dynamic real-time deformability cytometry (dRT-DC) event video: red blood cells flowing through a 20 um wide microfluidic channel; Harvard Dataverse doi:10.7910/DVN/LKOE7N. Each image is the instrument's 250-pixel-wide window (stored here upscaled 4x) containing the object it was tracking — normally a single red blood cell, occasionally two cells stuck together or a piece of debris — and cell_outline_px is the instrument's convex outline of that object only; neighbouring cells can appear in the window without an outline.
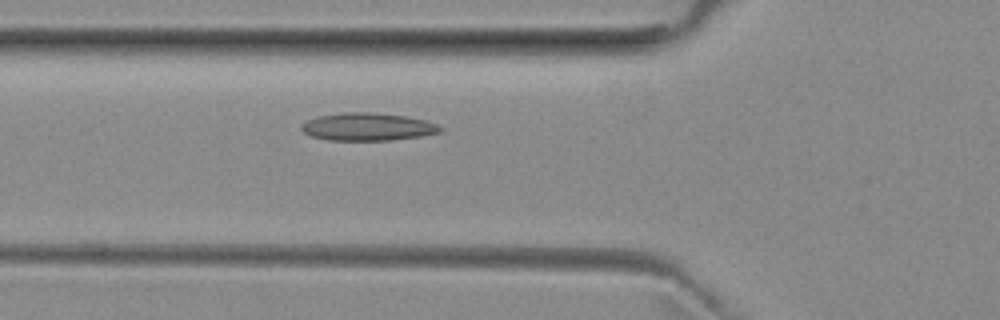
{"species": "common noctule bat (a hibernating species)", "species_latin": "Nyctalus noctula", "temperature_condition": "room temperature", "stored_images_in_passage": 50, "camera_frame_rate_fps": 3000, "um_per_image_px": 0.085, "animal": {"sex": "female", "body_mass_g": 29.2, "forearm_length_mm": 56.3}, "frame": {"image": 1, "passage_image": 17, "time_ms": 5.333, "image_size_px": [1000, 320], "cell_outline_px": [[444, 128], [440, 132], [420, 136], [392, 140], [328, 140], [312, 136], [304, 132], [300, 128], [300, 124], [316, 116], [344, 112], [372, 112], [404, 116], [424, 120], [436, 124]], "centroid_in_image_um": [31.22, 10.77], "position_along_channel_um": 94.6, "area_um2": 22.37}}
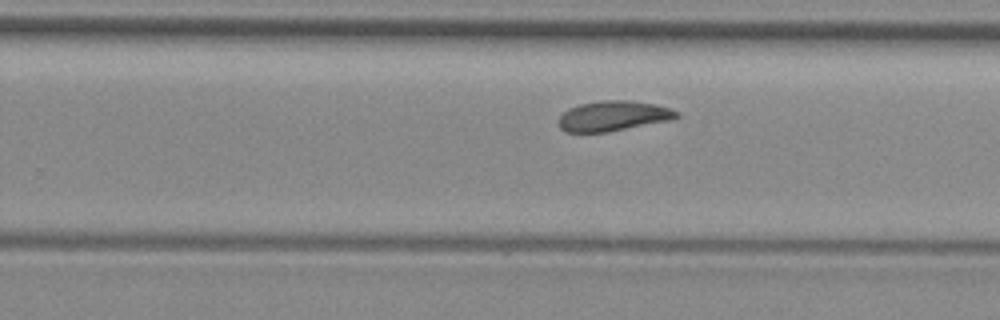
{"frame": {"image": 2, "passage_image": 31, "time_ms": 10.0, "image_size_px": [1000, 320], "cell_outline_px": [[680, 116], [672, 120], [608, 132], [564, 132], [560, 128], [560, 116], [568, 108], [580, 104], [600, 100], [628, 100], [652, 104], [668, 108], [680, 112]], "centroid_in_image_um": [52.13, 9.86], "position_along_channel_um": 277.7, "area_um2": 20.69}}
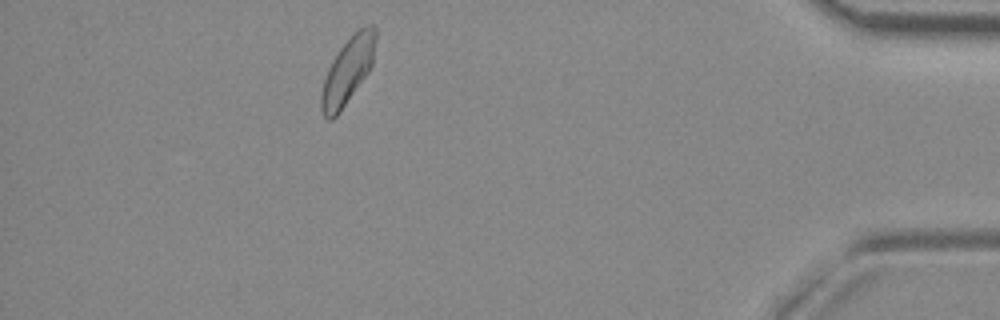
{"frame": {"image": 3, "passage_image": 45, "time_ms": 14.667, "image_size_px": [1000, 320], "cell_outline_px": [[376, 40], [372, 64], [368, 72], [340, 112], [332, 120], [328, 120], [324, 116], [320, 108], [320, 96], [324, 80], [328, 68], [332, 60], [348, 36], [352, 32], [364, 24], [372, 24], [376, 28]], "centroid_in_image_um": [29.56, 5.96], "position_along_channel_um": 405.6, "area_um2": 21.27}, "authors_computed_cell_mechanics": {"area_um2": 21.1548, "velocity_mm_per_s": 3.9329, "shape_relaxation_time_tau1_ms": null, "shape_relaxation_time_tau2_ms": 5.5778, "deformation_change_tau1": null, "deformation_change_tau2": 0.1309}}